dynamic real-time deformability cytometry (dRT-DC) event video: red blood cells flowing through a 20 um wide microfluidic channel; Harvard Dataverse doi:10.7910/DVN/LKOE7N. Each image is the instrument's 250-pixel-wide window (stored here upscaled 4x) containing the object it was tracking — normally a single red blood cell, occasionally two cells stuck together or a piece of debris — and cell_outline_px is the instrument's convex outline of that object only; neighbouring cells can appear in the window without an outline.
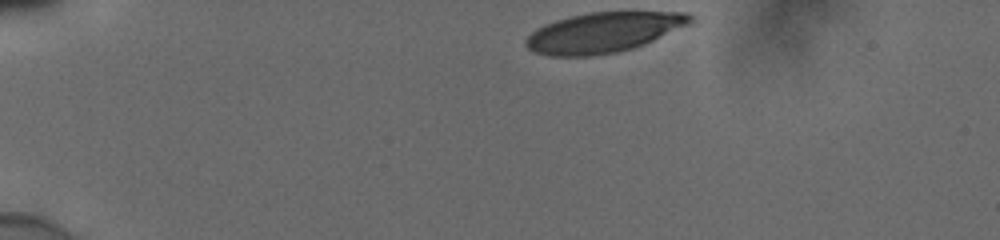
{"species": "human", "species_latin": "Homo sapiens", "temperature_condition": "cold", "stored_images_in_passage": 36, "camera_frame_rate_fps": 3000, "um_per_image_px": 0.085, "donor": {"sex": "male"}, "frame": {"image": 1, "passage_image": 1, "time_ms": 0.0, "image_size_px": [1000, 240], "cell_outline_px": [[692, 20], [688, 24], [644, 44], [632, 48], [616, 52], [592, 56], [548, 56], [536, 52], [528, 48], [524, 44], [524, 40], [536, 28], [544, 24], [556, 20], [588, 12], [684, 12], [692, 16]], "centroid_in_image_um": [51.23, 2.76], "position_along_channel_um": 33.8, "area_um2": 38.09}}
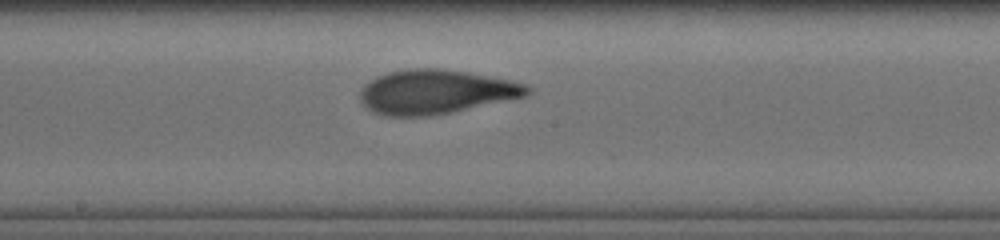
{"frame": {"image": 2, "passage_image": 21, "time_ms": 6.667, "image_size_px": [1000, 240], "cell_outline_px": [[532, 92], [528, 96], [428, 116], [388, 116], [376, 112], [368, 108], [360, 100], [360, 92], [364, 84], [376, 76], [388, 72], [408, 68], [444, 68], [468, 72], [528, 84], [532, 88]], "centroid_in_image_um": [37.05, 7.79], "position_along_channel_um": 211.1, "area_um2": 42.95}}
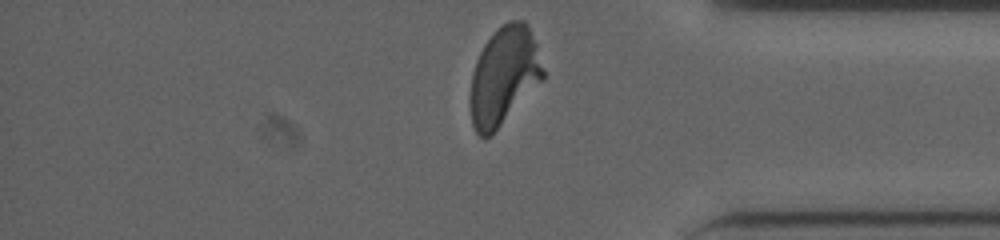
{"frame": {"image": 3, "passage_image": 36, "time_ms": 11.667, "image_size_px": [1000, 240], "cell_outline_px": [[544, 76], [492, 136], [484, 140], [476, 132], [472, 124], [468, 104], [468, 96], [472, 72], [476, 60], [484, 44], [496, 28], [508, 20], [524, 20], [528, 24], [536, 44], [544, 72]], "centroid_in_image_um": [42.77, 6.47], "position_along_channel_um": 392.4, "area_um2": 41.85}, "authors_computed_cell_mechanics": {"area_um2": 41.8472, "velocity_mm_per_s": 3.8507, "shape_relaxation_time_tau1_ms": 3.8607, "shape_relaxation_time_tau2_ms": 1.3135, "deformation_change_tau1": 0.2028, "deformation_change_tau2": 0.0548}}